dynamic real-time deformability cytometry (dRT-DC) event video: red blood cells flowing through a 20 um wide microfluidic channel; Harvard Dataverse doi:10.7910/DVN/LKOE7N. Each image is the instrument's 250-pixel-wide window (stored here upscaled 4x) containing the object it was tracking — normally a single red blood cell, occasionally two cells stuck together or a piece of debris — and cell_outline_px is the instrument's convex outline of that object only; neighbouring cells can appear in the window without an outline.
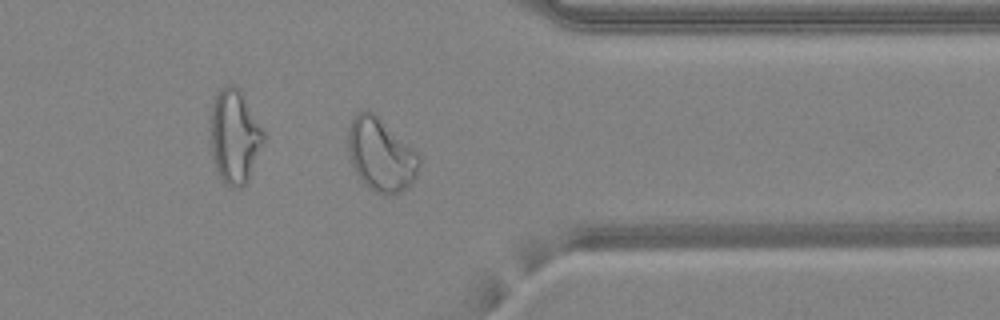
{"species": "common noctule bat (a hibernating species)", "species_latin": "Nyctalus noctula", "temperature_condition": "warm", "stored_images_in_passage": 35, "camera_frame_rate_fps": 3000, "um_per_image_px": 0.085, "animal": {"sex": "female", "body_mass_g": 24.6, "forearm_length_mm": 56.2}, "frame": {"image": 1, "passage_image": 25, "time_ms": 8.0, "image_size_px": [1000, 320], "cell_outline_px": [[420, 164], [416, 176], [400, 192], [388, 196], [376, 192], [368, 188], [364, 184], [356, 172], [352, 164], [348, 152], [348, 128], [356, 112], [372, 112], [412, 148], [420, 156]], "centroid_in_image_um": [32.35, 13.19], "position_along_channel_um": 379.1, "area_um2": 29.65}, "authors_computed_cell_mechanics": {"area_um2": 26.588, "velocity_mm_per_s": 4.2352, "shape_relaxation_time_tau1_ms": null, "shape_relaxation_time_tau2_ms": 0.8997, "deformation_change_tau1": null, "deformation_change_tau2": 0.0654}}